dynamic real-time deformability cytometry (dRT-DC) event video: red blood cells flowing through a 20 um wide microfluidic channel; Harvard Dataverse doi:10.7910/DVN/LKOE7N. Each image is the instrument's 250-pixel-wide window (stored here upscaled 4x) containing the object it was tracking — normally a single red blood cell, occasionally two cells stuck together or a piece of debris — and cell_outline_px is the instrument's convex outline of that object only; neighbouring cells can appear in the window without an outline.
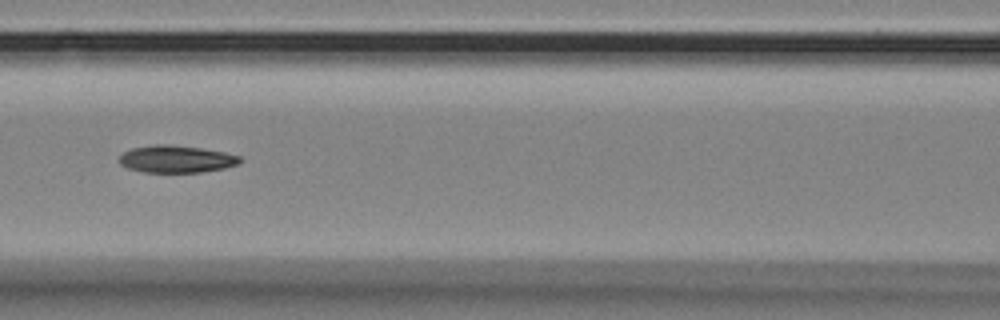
{"species": "Egyptian fruit bat (a non-hibernating species)", "species_latin": "Rousettus aegyptiacus", "temperature_condition": "room temperature", "stored_images_in_passage": 20, "camera_frame_rate_fps": 3000, "um_per_image_px": 0.085, "animal": {"sex": "female"}, "frame": {"image": 1, "passage_image": 9, "time_ms": 2.667, "image_size_px": [1000, 320], "cell_outline_px": [[240, 164], [224, 168], [200, 172], [144, 172], [128, 168], [120, 164], [120, 156], [124, 152], [132, 148], [156, 144], [168, 144], [200, 148], [224, 152], [240, 156]], "centroid_in_image_um": [14.99, 13.52], "position_along_channel_um": 151.6, "area_um2": 19.02}}